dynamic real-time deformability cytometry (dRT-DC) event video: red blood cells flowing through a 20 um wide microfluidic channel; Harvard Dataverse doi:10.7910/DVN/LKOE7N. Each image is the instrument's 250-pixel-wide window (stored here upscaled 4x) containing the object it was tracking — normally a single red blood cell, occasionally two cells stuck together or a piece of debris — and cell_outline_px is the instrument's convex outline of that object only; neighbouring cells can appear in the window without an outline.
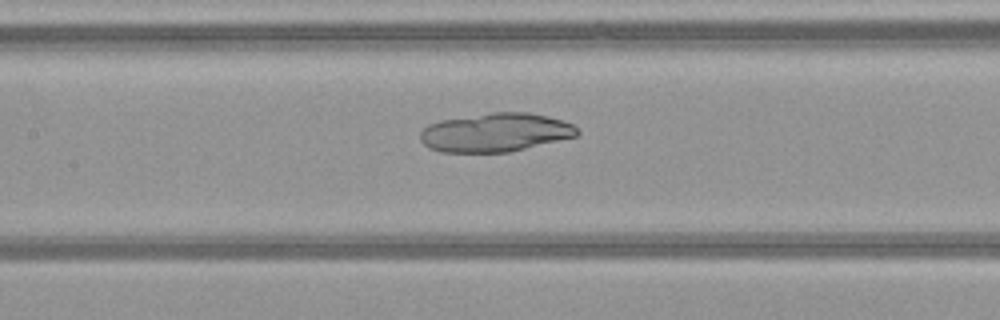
{"species": "common noctule bat (a hibernating species)", "species_latin": "Nyctalus noctula", "temperature_condition": "warm", "stored_images_in_passage": 32, "camera_frame_rate_fps": 3000, "um_per_image_px": 0.085, "animal": {"sex": "female", "body_mass_g": 21.9}, "frame": {"image": 1, "passage_image": 12, "time_ms": 3.667, "image_size_px": [1000, 320], "cell_outline_px": [[580, 132], [576, 136], [508, 152], [440, 152], [428, 148], [420, 140], [420, 132], [428, 124], [440, 120], [492, 112], [528, 112], [564, 120], [572, 124]], "centroid_in_image_um": [42.08, 11.25], "position_along_channel_um": 165.3, "area_um2": 35.32}}
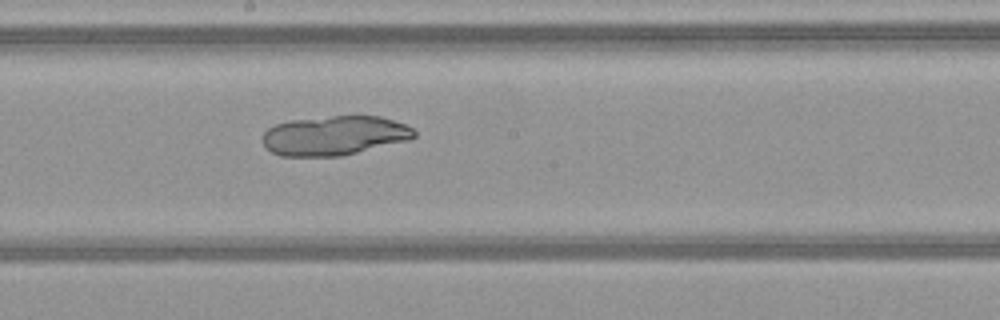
{"frame": {"image": 2, "passage_image": 16, "time_ms": 5.0, "image_size_px": [1000, 320], "cell_outline_px": [[416, 136], [412, 140], [340, 156], [280, 156], [264, 148], [260, 140], [264, 132], [268, 128], [276, 124], [292, 120], [332, 116], [380, 116], [404, 124], [412, 128], [416, 132]], "centroid_in_image_um": [28.41, 11.53], "position_along_channel_um": 219.8, "area_um2": 35.08}}